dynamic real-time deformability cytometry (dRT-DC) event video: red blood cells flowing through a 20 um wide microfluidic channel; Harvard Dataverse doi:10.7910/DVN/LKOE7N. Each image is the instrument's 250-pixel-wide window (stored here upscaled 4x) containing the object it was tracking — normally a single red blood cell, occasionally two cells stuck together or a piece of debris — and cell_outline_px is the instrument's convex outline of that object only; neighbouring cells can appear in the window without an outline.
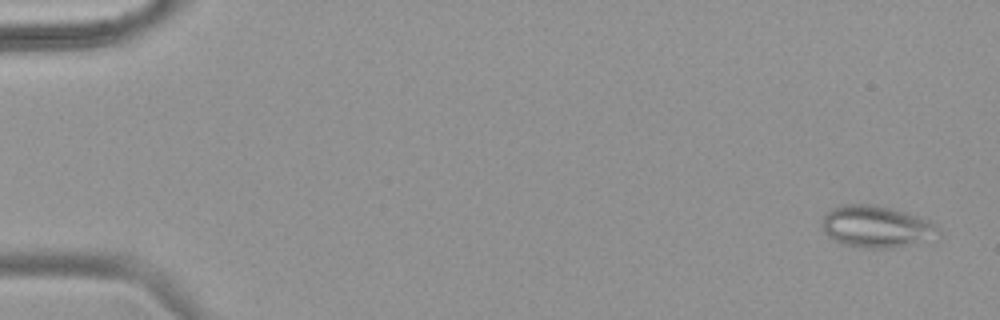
{"species": "common noctule bat (a hibernating species)", "species_latin": "Nyctalus noctula", "temperature_condition": "warm", "stored_images_in_passage": 55, "camera_frame_rate_fps": 3000, "um_per_image_px": 0.085, "animal": {"sex": "female", "body_mass_g": 18.4}, "frame": {"image": 1, "passage_image": 2, "time_ms": 0.333, "image_size_px": [1000, 320], "cell_outline_px": [[944, 236], [940, 240], [892, 248], [860, 248], [840, 244], [828, 236], [824, 232], [824, 216], [832, 208], [844, 204], [868, 204], [888, 208], [904, 212], [928, 220]], "centroid_in_image_um": [74.57, 19.31], "position_along_channel_um": 10.4, "area_um2": 28.61}}
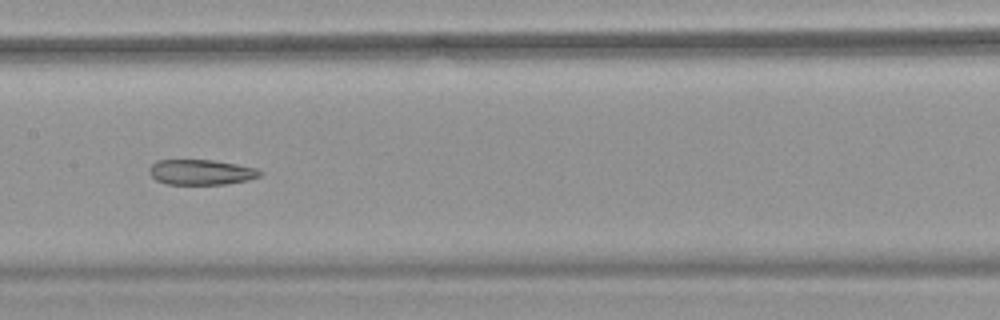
{"frame": {"image": 2, "passage_image": 28, "time_ms": 9.0, "image_size_px": [1000, 320], "cell_outline_px": [[264, 172], [260, 176], [248, 180], [224, 184], [168, 184], [156, 180], [148, 172], [148, 168], [156, 160], [212, 160], [236, 164], [256, 168]], "centroid_in_image_um": [17.08, 14.63], "position_along_channel_um": 190.3, "area_um2": 16.3}}
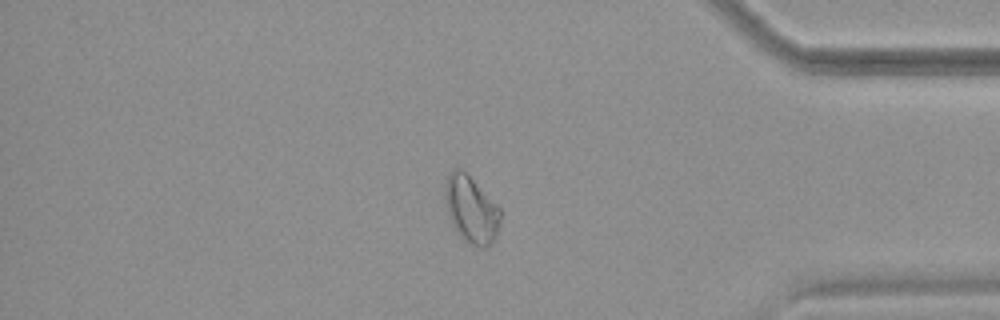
{"frame": {"image": 3, "passage_image": 46, "time_ms": 15.0, "image_size_px": [1000, 320], "cell_outline_px": [[500, 220], [496, 232], [488, 248], [480, 248], [464, 240], [456, 232], [448, 212], [444, 200], [444, 188], [448, 172], [456, 168], [460, 168], [500, 208]], "centroid_in_image_um": [40.01, 17.81], "position_along_channel_um": 395.2, "area_um2": 21.15}, "authors_computed_cell_mechanics": {"area_um2": 21.386, "velocity_mm_per_s": 3.7907, "shape_relaxation_time_tau1_ms": null, "shape_relaxation_time_tau2_ms": 3.7358, "deformation_change_tau1": null, "deformation_change_tau2": 0.1016}}